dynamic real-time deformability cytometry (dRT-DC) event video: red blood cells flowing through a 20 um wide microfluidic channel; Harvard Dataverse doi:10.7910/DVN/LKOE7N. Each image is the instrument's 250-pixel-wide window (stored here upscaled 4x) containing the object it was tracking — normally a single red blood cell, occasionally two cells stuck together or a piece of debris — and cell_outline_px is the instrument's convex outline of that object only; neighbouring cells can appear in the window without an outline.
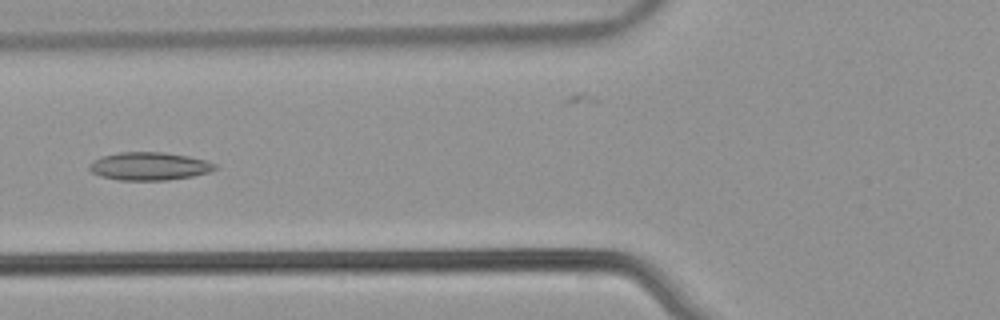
{"species": "common noctule bat (a hibernating species)", "species_latin": "Nyctalus noctula", "temperature_condition": "warm", "stored_images_in_passage": 40, "camera_frame_rate_fps": 3000, "um_per_image_px": 0.085, "animal": {"sex": "male", "body_mass_g": 21.5, "forearm_length_mm": 52.0}, "frame": {"image": 1, "passage_image": 7, "time_ms": 2.0, "image_size_px": [1000, 320], "cell_outline_px": [[220, 168], [208, 172], [192, 176], [168, 180], [116, 180], [100, 176], [92, 172], [88, 168], [88, 164], [92, 160], [104, 156], [120, 152], [164, 152], [188, 156], [204, 160], [216, 164]], "centroid_in_image_um": [12.67, 14.13], "position_along_channel_um": 113.1, "area_um2": 20.58}}
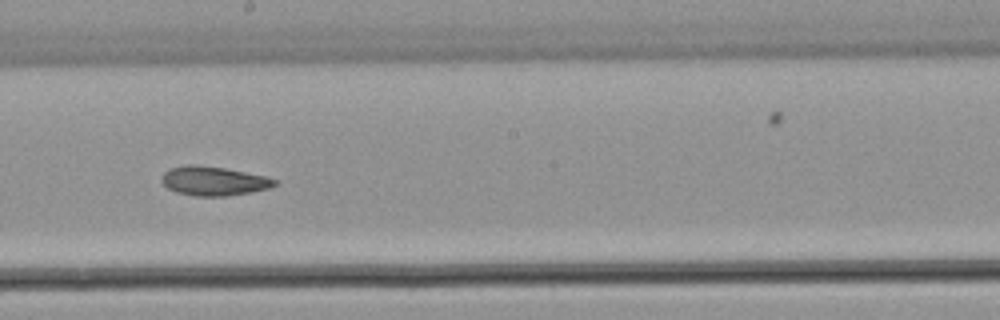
{"frame": {"image": 2, "passage_image": 16, "time_ms": 5.0, "image_size_px": [1000, 320], "cell_outline_px": [[276, 184], [268, 188], [252, 192], [228, 196], [196, 196], [176, 192], [168, 188], [160, 180], [164, 172], [168, 168], [184, 164], [196, 164], [224, 168], [264, 176], [276, 180]], "centroid_in_image_um": [18.1, 15.38], "position_along_channel_um": 230.1, "area_um2": 19.19}}
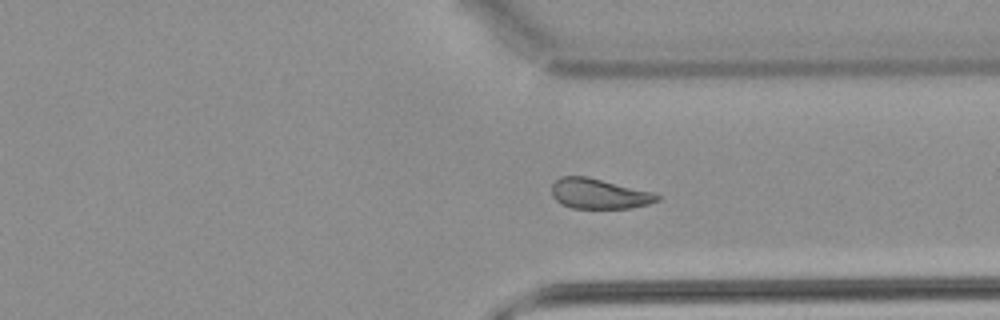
{"frame": {"image": 3, "passage_image": 26, "time_ms": 8.333, "image_size_px": [1000, 320], "cell_outline_px": [[660, 200], [648, 204], [632, 208], [572, 208], [556, 200], [552, 196], [552, 184], [560, 176], [588, 176], [652, 192], [660, 196]], "centroid_in_image_um": [50.91, 16.46], "position_along_channel_um": 360.5, "area_um2": 18.5}, "authors_computed_cell_mechanics": {"area_um2": 19.2763, "velocity_mm_per_s": 3.899, "shape_relaxation_time_tau1_ms": null, "shape_relaxation_time_tau2_ms": 4.5427, "deformation_change_tau1": null, "deformation_change_tau2": 0.1112}}